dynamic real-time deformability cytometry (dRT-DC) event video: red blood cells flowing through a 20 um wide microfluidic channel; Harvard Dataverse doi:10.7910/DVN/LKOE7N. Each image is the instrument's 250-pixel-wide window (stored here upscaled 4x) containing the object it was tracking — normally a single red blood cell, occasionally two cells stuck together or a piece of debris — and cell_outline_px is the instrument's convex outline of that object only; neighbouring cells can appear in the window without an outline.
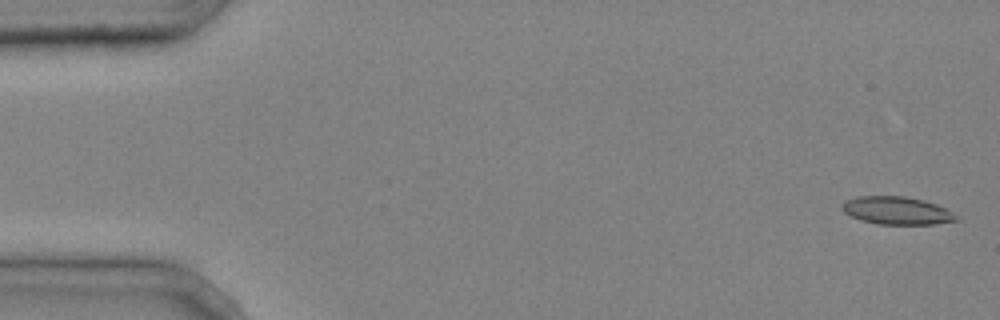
{"species": "common noctule bat (a hibernating species)", "species_latin": "Nyctalus noctula", "temperature_condition": "cold", "stored_images_in_passage": 5, "camera_frame_rate_fps": 3000, "um_per_image_px": 0.085, "animal": {"sex": "male", "body_mass_g": 20.4}, "frame": {"image": 1, "passage_image": 1, "time_ms": 0.0, "image_size_px": [1000, 320], "cell_outline_px": [[960, 220], [936, 224], [876, 224], [860, 220], [844, 212], [840, 208], [840, 204], [844, 200], [856, 196], [904, 196], [924, 200], [936, 204], [960, 216]], "centroid_in_image_um": [76.21, 17.9], "position_along_channel_um": 8.8, "area_um2": 18.79}}
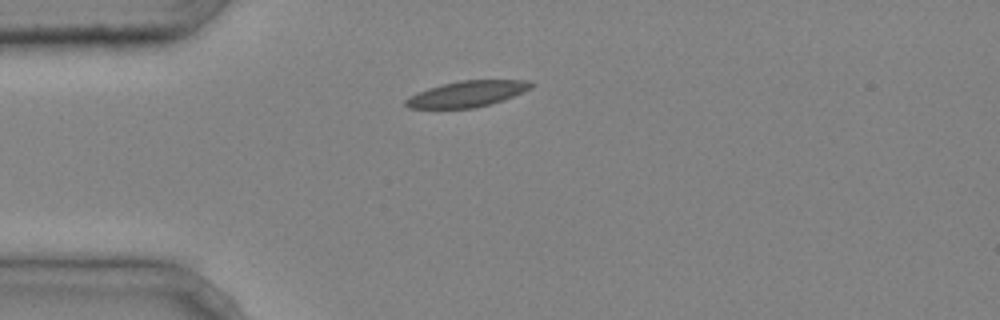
{"frame": {"image": 2, "passage_image": 5, "time_ms": 1.333, "image_size_px": [1000, 320], "cell_outline_px": [[536, 84], [532, 88], [512, 96], [476, 108], [408, 108], [404, 104], [404, 100], [408, 96], [416, 92], [428, 88], [460, 80], [528, 80]], "centroid_in_image_um": [39.67, 7.97], "position_along_channel_um": 45.3, "area_um2": 18.9}}